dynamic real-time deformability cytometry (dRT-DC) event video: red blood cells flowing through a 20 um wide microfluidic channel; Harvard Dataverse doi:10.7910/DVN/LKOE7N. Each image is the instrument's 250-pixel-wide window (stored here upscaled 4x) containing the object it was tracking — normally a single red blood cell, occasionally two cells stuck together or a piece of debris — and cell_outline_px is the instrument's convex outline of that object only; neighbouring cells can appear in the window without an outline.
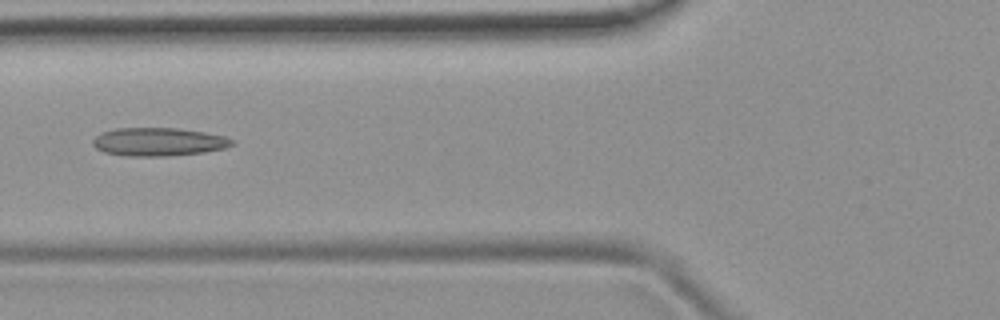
{"species": "common noctule bat (a hibernating species)", "species_latin": "Nyctalus noctula", "temperature_condition": "room temperature", "stored_images_in_passage": 8, "camera_frame_rate_fps": 3000, "um_per_image_px": 0.085, "animal": {"sex": "female", "body_mass_g": 19.9}, "frame": {"image": 1, "passage_image": 4, "time_ms": 3.333, "image_size_px": [1000, 320], "cell_outline_px": [[236, 144], [224, 148], [204, 152], [168, 156], [124, 156], [104, 152], [96, 148], [92, 144], [92, 140], [100, 132], [116, 128], [176, 128], [204, 132], [224, 136], [236, 140]], "centroid_in_image_um": [13.47, 12.05], "position_along_channel_um": 112.3, "area_um2": 23.12}}
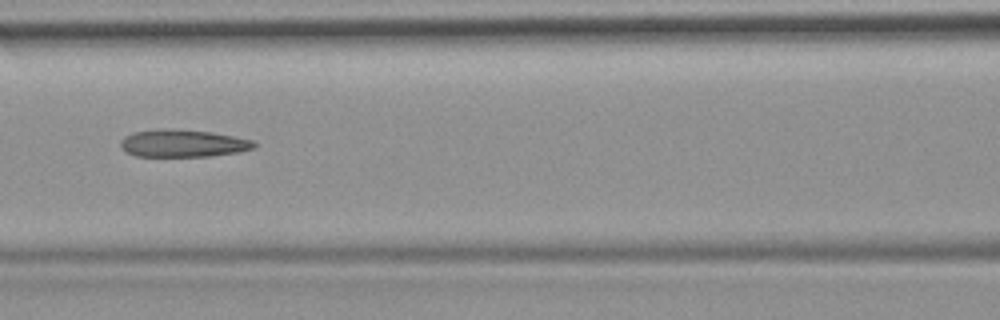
{"frame": {"image": 2, "passage_image": 5, "time_ms": 4.333, "image_size_px": [1000, 320], "cell_outline_px": [[256, 148], [240, 152], [212, 156], [136, 156], [120, 148], [120, 140], [124, 136], [132, 132], [160, 128], [168, 128], [212, 132], [252, 140], [256, 144]], "centroid_in_image_um": [15.53, 12.18], "position_along_channel_um": 151.1, "area_um2": 21.56}}